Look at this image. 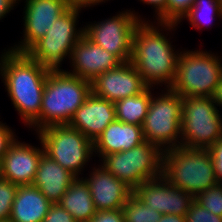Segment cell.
<instances>
[{
	"label": "cell",
	"mask_w": 222,
	"mask_h": 222,
	"mask_svg": "<svg viewBox=\"0 0 222 222\" xmlns=\"http://www.w3.org/2000/svg\"><path fill=\"white\" fill-rule=\"evenodd\" d=\"M153 23L150 24V20L141 21L135 29L130 62L149 87L158 88V85L164 84V87L170 88L175 79L181 50L177 51L171 45L169 33L178 24ZM164 31L169 32L165 34Z\"/></svg>",
	"instance_id": "obj_1"
},
{
	"label": "cell",
	"mask_w": 222,
	"mask_h": 222,
	"mask_svg": "<svg viewBox=\"0 0 222 222\" xmlns=\"http://www.w3.org/2000/svg\"><path fill=\"white\" fill-rule=\"evenodd\" d=\"M49 71L26 53L4 49L0 55V78L5 83L15 111L26 127H29L40 114Z\"/></svg>",
	"instance_id": "obj_2"
},
{
	"label": "cell",
	"mask_w": 222,
	"mask_h": 222,
	"mask_svg": "<svg viewBox=\"0 0 222 222\" xmlns=\"http://www.w3.org/2000/svg\"><path fill=\"white\" fill-rule=\"evenodd\" d=\"M91 92L90 81L73 76L65 70L49 71L40 114L29 128L33 127L38 132L51 125L69 124Z\"/></svg>",
	"instance_id": "obj_3"
},
{
	"label": "cell",
	"mask_w": 222,
	"mask_h": 222,
	"mask_svg": "<svg viewBox=\"0 0 222 222\" xmlns=\"http://www.w3.org/2000/svg\"><path fill=\"white\" fill-rule=\"evenodd\" d=\"M162 175L194 197L218 183L208 149L178 146L164 151Z\"/></svg>",
	"instance_id": "obj_4"
},
{
	"label": "cell",
	"mask_w": 222,
	"mask_h": 222,
	"mask_svg": "<svg viewBox=\"0 0 222 222\" xmlns=\"http://www.w3.org/2000/svg\"><path fill=\"white\" fill-rule=\"evenodd\" d=\"M185 50L180 51L170 89L181 97H213L222 76V57L202 49Z\"/></svg>",
	"instance_id": "obj_5"
},
{
	"label": "cell",
	"mask_w": 222,
	"mask_h": 222,
	"mask_svg": "<svg viewBox=\"0 0 222 222\" xmlns=\"http://www.w3.org/2000/svg\"><path fill=\"white\" fill-rule=\"evenodd\" d=\"M83 8L72 5L51 24L46 35L35 42L25 53L50 71L61 69L63 59L71 57L74 45L84 35V27L78 28V15Z\"/></svg>",
	"instance_id": "obj_6"
},
{
	"label": "cell",
	"mask_w": 222,
	"mask_h": 222,
	"mask_svg": "<svg viewBox=\"0 0 222 222\" xmlns=\"http://www.w3.org/2000/svg\"><path fill=\"white\" fill-rule=\"evenodd\" d=\"M160 94L152 93L142 133L145 141L164 152L181 145L183 99L170 88H164Z\"/></svg>",
	"instance_id": "obj_7"
},
{
	"label": "cell",
	"mask_w": 222,
	"mask_h": 222,
	"mask_svg": "<svg viewBox=\"0 0 222 222\" xmlns=\"http://www.w3.org/2000/svg\"><path fill=\"white\" fill-rule=\"evenodd\" d=\"M181 147L209 149L222 137V115L213 97H182Z\"/></svg>",
	"instance_id": "obj_8"
},
{
	"label": "cell",
	"mask_w": 222,
	"mask_h": 222,
	"mask_svg": "<svg viewBox=\"0 0 222 222\" xmlns=\"http://www.w3.org/2000/svg\"><path fill=\"white\" fill-rule=\"evenodd\" d=\"M36 134L46 155L77 178L81 177V171L94 155L93 141L69 124L51 125Z\"/></svg>",
	"instance_id": "obj_9"
},
{
	"label": "cell",
	"mask_w": 222,
	"mask_h": 222,
	"mask_svg": "<svg viewBox=\"0 0 222 222\" xmlns=\"http://www.w3.org/2000/svg\"><path fill=\"white\" fill-rule=\"evenodd\" d=\"M100 164L133 190L142 182L162 176L163 151L144 141L128 151L107 154Z\"/></svg>",
	"instance_id": "obj_10"
},
{
	"label": "cell",
	"mask_w": 222,
	"mask_h": 222,
	"mask_svg": "<svg viewBox=\"0 0 222 222\" xmlns=\"http://www.w3.org/2000/svg\"><path fill=\"white\" fill-rule=\"evenodd\" d=\"M141 21L147 20L137 12L126 9L104 21L84 25V35L122 63H127L131 60L133 34Z\"/></svg>",
	"instance_id": "obj_11"
},
{
	"label": "cell",
	"mask_w": 222,
	"mask_h": 222,
	"mask_svg": "<svg viewBox=\"0 0 222 222\" xmlns=\"http://www.w3.org/2000/svg\"><path fill=\"white\" fill-rule=\"evenodd\" d=\"M20 2V0H19ZM23 11V39L9 50L25 53L35 42L46 35L51 24L71 6V0H26Z\"/></svg>",
	"instance_id": "obj_12"
},
{
	"label": "cell",
	"mask_w": 222,
	"mask_h": 222,
	"mask_svg": "<svg viewBox=\"0 0 222 222\" xmlns=\"http://www.w3.org/2000/svg\"><path fill=\"white\" fill-rule=\"evenodd\" d=\"M133 194L143 204L157 210L160 214L186 216L195 197L174 187L164 176L142 182L133 190Z\"/></svg>",
	"instance_id": "obj_13"
},
{
	"label": "cell",
	"mask_w": 222,
	"mask_h": 222,
	"mask_svg": "<svg viewBox=\"0 0 222 222\" xmlns=\"http://www.w3.org/2000/svg\"><path fill=\"white\" fill-rule=\"evenodd\" d=\"M148 87L131 62L121 63L117 68L102 73L91 82L94 95L114 103L140 94Z\"/></svg>",
	"instance_id": "obj_14"
},
{
	"label": "cell",
	"mask_w": 222,
	"mask_h": 222,
	"mask_svg": "<svg viewBox=\"0 0 222 222\" xmlns=\"http://www.w3.org/2000/svg\"><path fill=\"white\" fill-rule=\"evenodd\" d=\"M40 144L41 148L15 139L0 161V177L16 185H32L44 153Z\"/></svg>",
	"instance_id": "obj_15"
},
{
	"label": "cell",
	"mask_w": 222,
	"mask_h": 222,
	"mask_svg": "<svg viewBox=\"0 0 222 222\" xmlns=\"http://www.w3.org/2000/svg\"><path fill=\"white\" fill-rule=\"evenodd\" d=\"M72 70L67 73L92 82L102 73L117 68L122 62L85 35L74 45L70 57Z\"/></svg>",
	"instance_id": "obj_16"
},
{
	"label": "cell",
	"mask_w": 222,
	"mask_h": 222,
	"mask_svg": "<svg viewBox=\"0 0 222 222\" xmlns=\"http://www.w3.org/2000/svg\"><path fill=\"white\" fill-rule=\"evenodd\" d=\"M89 177H81L89 187L97 211L121 210L133 189L117 179L102 164L91 169Z\"/></svg>",
	"instance_id": "obj_17"
},
{
	"label": "cell",
	"mask_w": 222,
	"mask_h": 222,
	"mask_svg": "<svg viewBox=\"0 0 222 222\" xmlns=\"http://www.w3.org/2000/svg\"><path fill=\"white\" fill-rule=\"evenodd\" d=\"M115 119L114 102L100 98L91 92L76 110L69 125L94 142Z\"/></svg>",
	"instance_id": "obj_18"
},
{
	"label": "cell",
	"mask_w": 222,
	"mask_h": 222,
	"mask_svg": "<svg viewBox=\"0 0 222 222\" xmlns=\"http://www.w3.org/2000/svg\"><path fill=\"white\" fill-rule=\"evenodd\" d=\"M144 141L142 126L115 119L93 142L94 155L102 159L107 154L128 151Z\"/></svg>",
	"instance_id": "obj_19"
},
{
	"label": "cell",
	"mask_w": 222,
	"mask_h": 222,
	"mask_svg": "<svg viewBox=\"0 0 222 222\" xmlns=\"http://www.w3.org/2000/svg\"><path fill=\"white\" fill-rule=\"evenodd\" d=\"M76 179L77 177L70 171L43 153L32 185L38 188L51 203H58Z\"/></svg>",
	"instance_id": "obj_20"
},
{
	"label": "cell",
	"mask_w": 222,
	"mask_h": 222,
	"mask_svg": "<svg viewBox=\"0 0 222 222\" xmlns=\"http://www.w3.org/2000/svg\"><path fill=\"white\" fill-rule=\"evenodd\" d=\"M51 202L33 185H18L9 222H43Z\"/></svg>",
	"instance_id": "obj_21"
},
{
	"label": "cell",
	"mask_w": 222,
	"mask_h": 222,
	"mask_svg": "<svg viewBox=\"0 0 222 222\" xmlns=\"http://www.w3.org/2000/svg\"><path fill=\"white\" fill-rule=\"evenodd\" d=\"M77 222H89L96 214L89 187L82 178H77L58 202Z\"/></svg>",
	"instance_id": "obj_22"
},
{
	"label": "cell",
	"mask_w": 222,
	"mask_h": 222,
	"mask_svg": "<svg viewBox=\"0 0 222 222\" xmlns=\"http://www.w3.org/2000/svg\"><path fill=\"white\" fill-rule=\"evenodd\" d=\"M155 88L148 87L140 94L116 101L114 103L116 120L142 126L148 112L152 91Z\"/></svg>",
	"instance_id": "obj_23"
},
{
	"label": "cell",
	"mask_w": 222,
	"mask_h": 222,
	"mask_svg": "<svg viewBox=\"0 0 222 222\" xmlns=\"http://www.w3.org/2000/svg\"><path fill=\"white\" fill-rule=\"evenodd\" d=\"M216 16L222 20V0H195L182 20L186 18L193 28L201 30L213 26Z\"/></svg>",
	"instance_id": "obj_24"
},
{
	"label": "cell",
	"mask_w": 222,
	"mask_h": 222,
	"mask_svg": "<svg viewBox=\"0 0 222 222\" xmlns=\"http://www.w3.org/2000/svg\"><path fill=\"white\" fill-rule=\"evenodd\" d=\"M121 210L124 222H158L162 215L143 204L134 194L127 199Z\"/></svg>",
	"instance_id": "obj_25"
},
{
	"label": "cell",
	"mask_w": 222,
	"mask_h": 222,
	"mask_svg": "<svg viewBox=\"0 0 222 222\" xmlns=\"http://www.w3.org/2000/svg\"><path fill=\"white\" fill-rule=\"evenodd\" d=\"M195 202L211 213L222 216V183L218 182L195 196Z\"/></svg>",
	"instance_id": "obj_26"
},
{
	"label": "cell",
	"mask_w": 222,
	"mask_h": 222,
	"mask_svg": "<svg viewBox=\"0 0 222 222\" xmlns=\"http://www.w3.org/2000/svg\"><path fill=\"white\" fill-rule=\"evenodd\" d=\"M195 0H167L165 11L156 19L158 23L180 24Z\"/></svg>",
	"instance_id": "obj_27"
},
{
	"label": "cell",
	"mask_w": 222,
	"mask_h": 222,
	"mask_svg": "<svg viewBox=\"0 0 222 222\" xmlns=\"http://www.w3.org/2000/svg\"><path fill=\"white\" fill-rule=\"evenodd\" d=\"M18 185L0 177V222H9Z\"/></svg>",
	"instance_id": "obj_28"
},
{
	"label": "cell",
	"mask_w": 222,
	"mask_h": 222,
	"mask_svg": "<svg viewBox=\"0 0 222 222\" xmlns=\"http://www.w3.org/2000/svg\"><path fill=\"white\" fill-rule=\"evenodd\" d=\"M186 222H222V216L215 215L193 202L185 216Z\"/></svg>",
	"instance_id": "obj_29"
},
{
	"label": "cell",
	"mask_w": 222,
	"mask_h": 222,
	"mask_svg": "<svg viewBox=\"0 0 222 222\" xmlns=\"http://www.w3.org/2000/svg\"><path fill=\"white\" fill-rule=\"evenodd\" d=\"M43 222H77L59 203H52Z\"/></svg>",
	"instance_id": "obj_30"
},
{
	"label": "cell",
	"mask_w": 222,
	"mask_h": 222,
	"mask_svg": "<svg viewBox=\"0 0 222 222\" xmlns=\"http://www.w3.org/2000/svg\"><path fill=\"white\" fill-rule=\"evenodd\" d=\"M214 163L215 175L218 182L222 183V137L218 139L209 149Z\"/></svg>",
	"instance_id": "obj_31"
},
{
	"label": "cell",
	"mask_w": 222,
	"mask_h": 222,
	"mask_svg": "<svg viewBox=\"0 0 222 222\" xmlns=\"http://www.w3.org/2000/svg\"><path fill=\"white\" fill-rule=\"evenodd\" d=\"M15 132L6 123L0 121V161L10 144L16 139Z\"/></svg>",
	"instance_id": "obj_32"
},
{
	"label": "cell",
	"mask_w": 222,
	"mask_h": 222,
	"mask_svg": "<svg viewBox=\"0 0 222 222\" xmlns=\"http://www.w3.org/2000/svg\"><path fill=\"white\" fill-rule=\"evenodd\" d=\"M89 222H124L122 210L96 211Z\"/></svg>",
	"instance_id": "obj_33"
},
{
	"label": "cell",
	"mask_w": 222,
	"mask_h": 222,
	"mask_svg": "<svg viewBox=\"0 0 222 222\" xmlns=\"http://www.w3.org/2000/svg\"><path fill=\"white\" fill-rule=\"evenodd\" d=\"M143 2L144 4L151 5L153 8H155V21L156 19L165 11L167 0H138Z\"/></svg>",
	"instance_id": "obj_34"
},
{
	"label": "cell",
	"mask_w": 222,
	"mask_h": 222,
	"mask_svg": "<svg viewBox=\"0 0 222 222\" xmlns=\"http://www.w3.org/2000/svg\"><path fill=\"white\" fill-rule=\"evenodd\" d=\"M19 0H0V20L10 13Z\"/></svg>",
	"instance_id": "obj_35"
},
{
	"label": "cell",
	"mask_w": 222,
	"mask_h": 222,
	"mask_svg": "<svg viewBox=\"0 0 222 222\" xmlns=\"http://www.w3.org/2000/svg\"><path fill=\"white\" fill-rule=\"evenodd\" d=\"M71 1H72V5L87 9L88 7L91 8V7H94L95 5H99V3L100 4L103 2L105 3V1H109V0H71Z\"/></svg>",
	"instance_id": "obj_36"
},
{
	"label": "cell",
	"mask_w": 222,
	"mask_h": 222,
	"mask_svg": "<svg viewBox=\"0 0 222 222\" xmlns=\"http://www.w3.org/2000/svg\"><path fill=\"white\" fill-rule=\"evenodd\" d=\"M158 222H186V219L182 215L162 214Z\"/></svg>",
	"instance_id": "obj_37"
},
{
	"label": "cell",
	"mask_w": 222,
	"mask_h": 222,
	"mask_svg": "<svg viewBox=\"0 0 222 222\" xmlns=\"http://www.w3.org/2000/svg\"><path fill=\"white\" fill-rule=\"evenodd\" d=\"M213 98H214V102L217 105V107L219 106V108H221L222 107V76H221V79L216 87Z\"/></svg>",
	"instance_id": "obj_38"
}]
</instances>
